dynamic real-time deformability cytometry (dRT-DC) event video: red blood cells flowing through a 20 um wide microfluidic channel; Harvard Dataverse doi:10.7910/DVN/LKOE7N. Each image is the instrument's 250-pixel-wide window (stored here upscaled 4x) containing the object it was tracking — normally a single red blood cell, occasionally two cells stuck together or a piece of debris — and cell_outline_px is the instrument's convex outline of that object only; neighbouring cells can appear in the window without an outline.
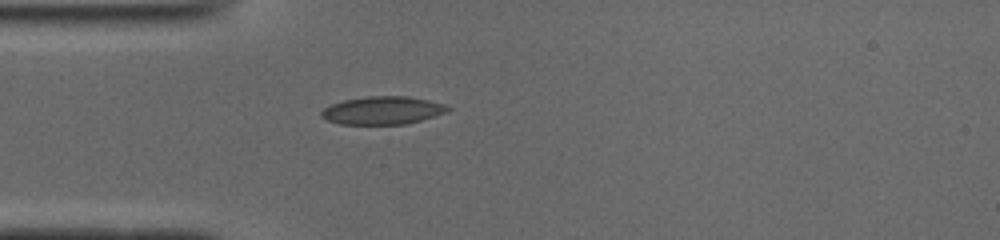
{"species": "common noctule bat (a hibernating species)", "species_latin": "Nyctalus noctula", "temperature_condition": "cold", "stored_images_in_passage": 38, "camera_frame_rate_fps": 3000, "um_per_image_px": 0.085, "animal": {"sex": "male", "body_mass_g": 19.0, "forearm_length_mm": 50.8}, "frame": {"image": 1, "passage_image": 1, "time_ms": 0.0, "image_size_px": [1000, 240], "cell_outline_px": [[452, 108], [448, 112], [420, 120], [404, 124], [340, 124], [328, 120], [320, 116], [320, 112], [324, 108], [332, 104], [344, 100], [368, 96], [408, 96], [428, 100], [444, 104]], "centroid_in_image_um": [32.53, 9.38], "position_along_channel_um": 52.5, "area_um2": 20.52}}
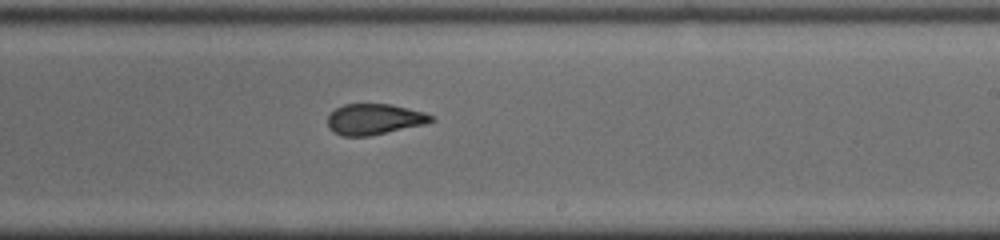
{"frame": {"image": 2, "passage_image": 17, "time_ms": 5.333, "image_size_px": [1000, 240], "cell_outline_px": [[436, 120], [424, 124], [368, 136], [340, 136], [332, 132], [328, 124], [328, 116], [336, 108], [344, 104], [392, 104], [424, 112], [436, 116]], "centroid_in_image_um": [31.83, 10.13], "position_along_channel_um": 257.2, "area_um2": 18.61}}
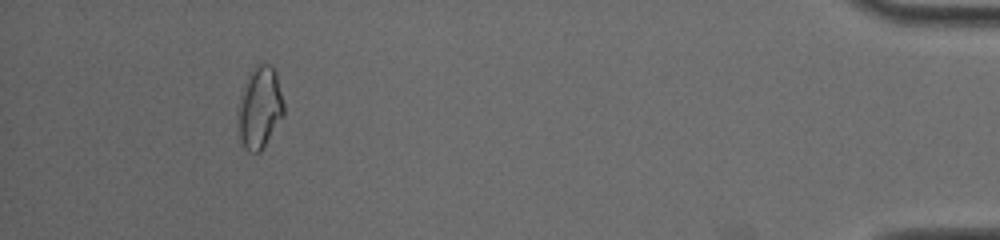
{"frame": {"image": 3, "passage_image": 34, "time_ms": 11.0, "image_size_px": [1000, 240], "cell_outline_px": [[284, 116], [260, 152], [248, 152], [244, 148], [240, 140], [236, 112], [248, 72], [256, 64], [268, 64], [276, 72], [284, 104]], "centroid_in_image_um": [22.06, 9.16], "position_along_channel_um": 413.1, "area_um2": 22.08}, "authors_computed_cell_mechanics": {"area_um2": 19.3052, "velocity_mm_per_s": 3.9377, "shape_relaxation_time_tau1_ms": null, "shape_relaxation_time_tau2_ms": 1.507, "deformation_change_tau1": null, "deformation_change_tau2": 0.0676}}